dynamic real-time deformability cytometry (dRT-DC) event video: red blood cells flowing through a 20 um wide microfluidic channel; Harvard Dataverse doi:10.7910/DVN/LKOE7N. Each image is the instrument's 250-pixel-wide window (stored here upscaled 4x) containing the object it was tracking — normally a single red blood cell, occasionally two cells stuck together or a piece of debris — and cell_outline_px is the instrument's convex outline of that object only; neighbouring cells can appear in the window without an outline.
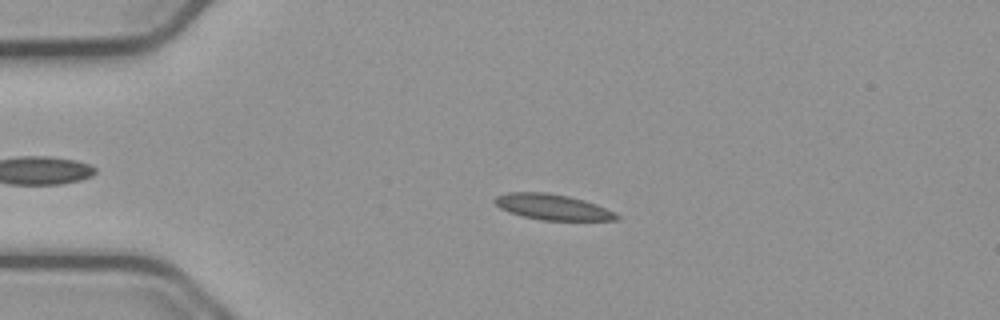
{"species": "common noctule bat (a hibernating species)", "species_latin": "Nyctalus noctula", "temperature_condition": "cold", "stored_images_in_passage": 54, "camera_frame_rate_fps": 3000, "um_per_image_px": 0.085, "animal": {"sex": "male", "body_mass_g": 23.1, "forearm_length_mm": 52.7}, "frame": {"image": 1, "passage_image": 12, "time_ms": 3.667, "image_size_px": [1000, 320], "cell_outline_px": [[620, 220], [540, 220], [508, 212], [500, 208], [492, 200], [496, 196], [508, 192], [548, 192], [568, 196], [584, 200], [596, 204], [620, 216]], "centroid_in_image_um": [46.93, 17.59], "position_along_channel_um": 38.1, "area_um2": 18.15}}
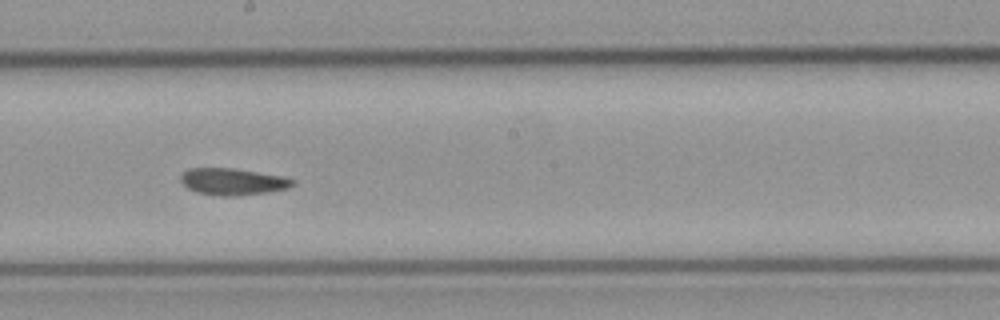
{"frame": {"image": 2, "passage_image": 30, "time_ms": 9.667, "image_size_px": [1000, 320], "cell_outline_px": [[296, 184], [288, 188], [268, 192], [236, 196], [220, 196], [196, 192], [188, 188], [180, 180], [180, 176], [188, 168], [232, 168], [284, 176], [296, 180]], "centroid_in_image_um": [19.81, 15.44], "position_along_channel_um": 228.4, "area_um2": 17.57}}
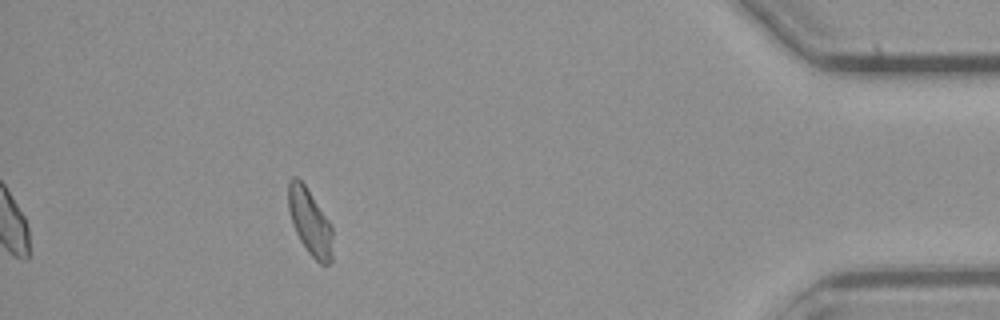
{"frame": {"image": 3, "passage_image": 49, "time_ms": 16.0, "image_size_px": [1000, 320], "cell_outline_px": [[332, 260], [328, 264], [320, 264], [308, 252], [300, 240], [292, 224], [288, 208], [288, 180], [292, 176], [296, 176], [304, 184], [332, 224]], "centroid_in_image_um": [26.34, 18.85], "position_along_channel_um": 408.9, "area_um2": 17.17}, "authors_computed_cell_mechanics": {"area_um2": 17.6001, "velocity_mm_per_s": 3.7457, "shape_relaxation_time_tau1_ms": null, "shape_relaxation_time_tau2_ms": 5.1757, "deformation_change_tau1": null, "deformation_change_tau2": 0.1121}}